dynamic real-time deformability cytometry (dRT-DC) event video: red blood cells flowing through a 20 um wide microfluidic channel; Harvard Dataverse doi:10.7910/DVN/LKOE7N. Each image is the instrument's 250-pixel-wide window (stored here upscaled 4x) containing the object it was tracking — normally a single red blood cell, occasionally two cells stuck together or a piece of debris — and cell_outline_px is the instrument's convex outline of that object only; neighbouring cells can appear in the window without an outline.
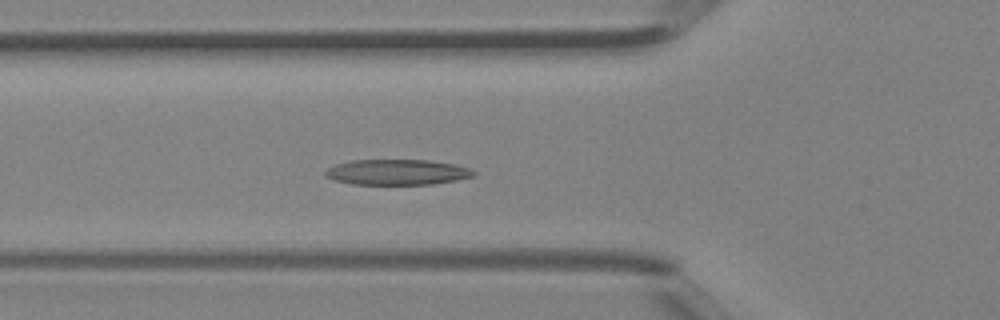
{"species": "Egyptian fruit bat (a non-hibernating species)", "species_latin": "Rousettus aegyptiacus", "temperature_condition": "room temperature", "stored_images_in_passage": 46, "segment_of_instrument_passage": [1, 2], "camera_frame_rate_fps": 3000, "um_per_image_px": 0.085, "animal": {"sex": "female"}, "frame": {"image": 1, "passage_image": 16, "time_ms": 5.0, "image_size_px": [1000, 320], "cell_outline_px": [[476, 172], [472, 176], [456, 180], [432, 184], [352, 184], [336, 180], [324, 176], [324, 172], [328, 168], [336, 164], [352, 160], [428, 160], [456, 164], [468, 168]], "centroid_in_image_um": [33.74, 14.63], "position_along_channel_um": 92.1, "area_um2": 21.91}}
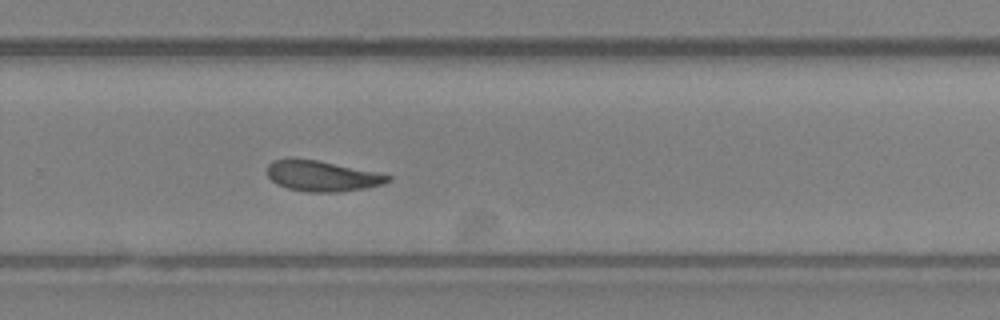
{"frame": {"image": 2, "passage_image": 30, "time_ms": 9.667, "image_size_px": [1000, 320], "cell_outline_px": [[392, 180], [384, 184], [364, 188], [340, 192], [308, 192], [288, 188], [276, 184], [268, 176], [268, 164], [272, 160], [292, 156], [316, 160], [376, 172], [392, 176]], "centroid_in_image_um": [27.34, 14.94], "position_along_channel_um": 302.5, "area_um2": 21.73}}
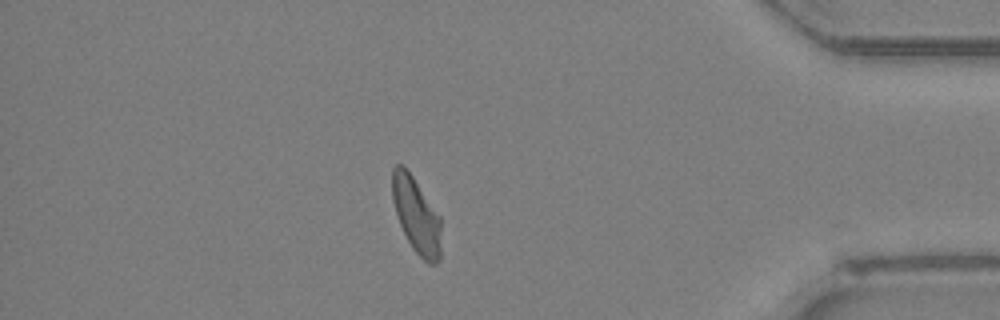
{"frame": {"image": 3, "passage_image": 39, "time_ms": 12.667, "image_size_px": [1000, 320], "cell_outline_px": [[440, 260], [436, 264], [428, 264], [412, 248], [400, 224], [392, 200], [392, 168], [396, 164], [404, 164], [440, 216]], "centroid_in_image_um": [35.38, 18.28], "position_along_channel_um": 399.8, "area_um2": 21.44}}